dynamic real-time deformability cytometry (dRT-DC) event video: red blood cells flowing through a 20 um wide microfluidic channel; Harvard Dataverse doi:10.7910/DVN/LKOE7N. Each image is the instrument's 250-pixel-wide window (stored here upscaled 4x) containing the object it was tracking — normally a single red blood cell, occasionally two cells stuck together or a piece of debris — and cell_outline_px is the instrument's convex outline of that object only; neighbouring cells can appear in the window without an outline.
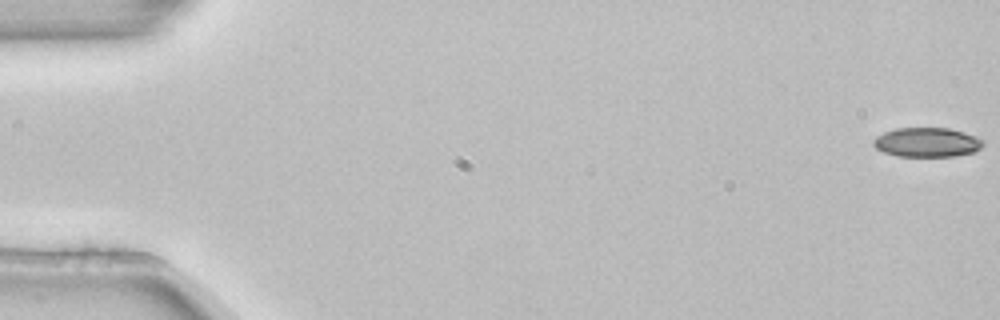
{"species": "common noctule bat (a hibernating species)", "species_latin": "Nyctalus noctula", "temperature_condition": "room temperature", "stored_images_in_passage": 5, "camera_frame_rate_fps": 3000, "um_per_image_px": 0.085, "animal": {"sex": "female", "body_mass_g": 22.7, "forearm_length_mm": 54.2}, "frame": {"image": 1, "passage_image": 1, "time_ms": 0.0, "image_size_px": [1000, 320], "cell_outline_px": [[984, 144], [980, 148], [972, 152], [956, 156], [896, 156], [884, 152], [876, 148], [872, 144], [872, 140], [876, 136], [884, 132], [896, 128], [948, 128], [964, 132], [976, 136], [984, 140]], "centroid_in_image_um": [78.78, 12.09], "position_along_channel_um": 6.2, "area_um2": 18.84}}
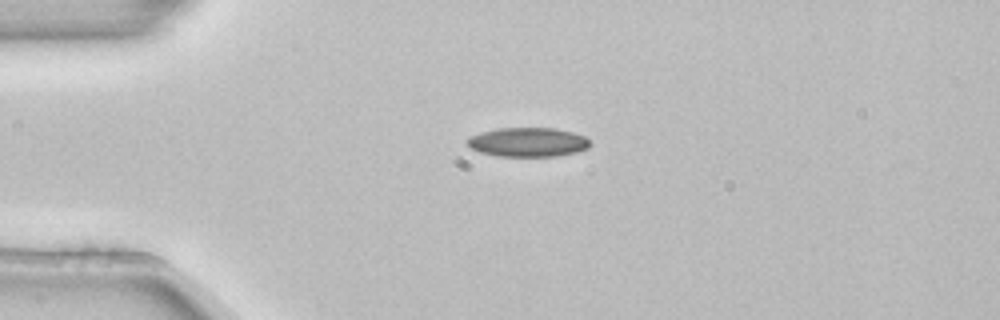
{"frame": {"image": 2, "passage_image": 4, "time_ms": 1.0, "image_size_px": [1000, 320], "cell_outline_px": [[588, 148], [576, 152], [556, 156], [496, 156], [480, 152], [472, 148], [468, 144], [468, 136], [480, 132], [496, 128], [556, 128], [572, 132], [584, 136], [588, 140]], "centroid_in_image_um": [44.84, 12.07], "position_along_channel_um": 40.2, "area_um2": 20.81}}
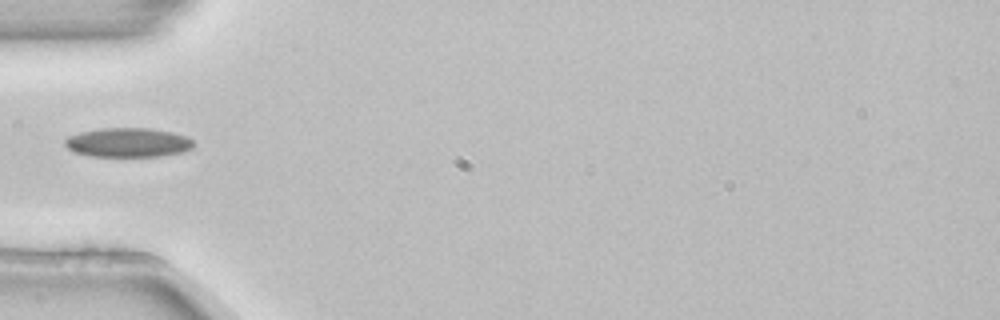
{"frame": {"image": 3, "passage_image": 5, "time_ms": 1.333, "image_size_px": [1000, 320], "cell_outline_px": [[192, 148], [184, 152], [160, 156], [92, 156], [76, 152], [68, 148], [64, 144], [64, 140], [68, 136], [80, 132], [100, 128], [148, 128], [172, 132], [188, 136], [192, 140]], "centroid_in_image_um": [10.89, 12.1], "position_along_channel_um": 74.1, "area_um2": 21.91}}